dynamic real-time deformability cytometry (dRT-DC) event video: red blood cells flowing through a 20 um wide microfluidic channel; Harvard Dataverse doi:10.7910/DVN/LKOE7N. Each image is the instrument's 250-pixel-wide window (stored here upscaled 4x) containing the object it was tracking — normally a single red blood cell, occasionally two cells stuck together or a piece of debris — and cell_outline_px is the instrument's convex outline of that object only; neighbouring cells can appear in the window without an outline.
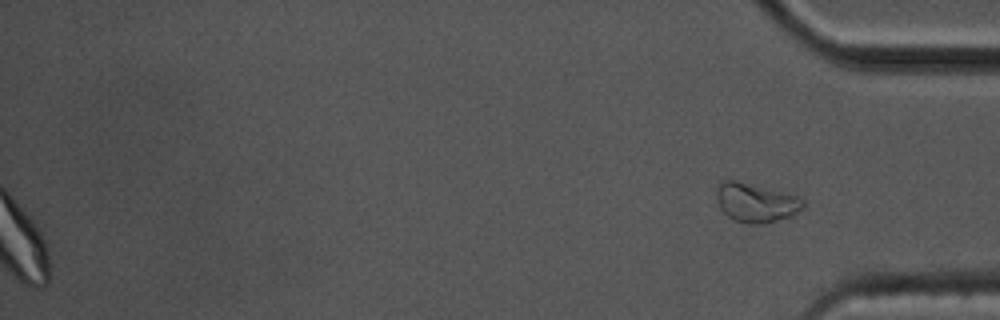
{"species": "common noctule bat (a hibernating species)", "species_latin": "Nyctalus noctula", "temperature_condition": "cold", "stored_images_in_passage": 56, "segment_of_instrument_passage": [2, 2], "camera_frame_rate_fps": 3000, "um_per_image_px": 0.085, "animal": {"sex": "male", "body_mass_g": 17.5, "forearm_length_mm": 52.3}, "frame": {"image": 1, "passage_image": 56, "time_ms": 18.333, "image_size_px": [1000, 320], "cell_outline_px": [[804, 204], [796, 212], [788, 216], [764, 224], [748, 224], [736, 220], [728, 216], [720, 208], [716, 196], [716, 184], [720, 180], [736, 180], [800, 196], [804, 200]], "centroid_in_image_um": [64.2, 17.19], "position_along_channel_um": 371.0, "area_um2": 19.65}}